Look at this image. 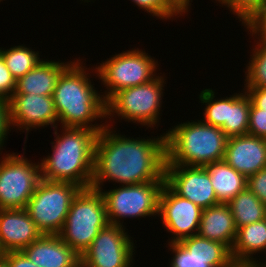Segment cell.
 I'll use <instances>...</instances> for the list:
<instances>
[{
	"label": "cell",
	"mask_w": 266,
	"mask_h": 267,
	"mask_svg": "<svg viewBox=\"0 0 266 267\" xmlns=\"http://www.w3.org/2000/svg\"><path fill=\"white\" fill-rule=\"evenodd\" d=\"M107 124L97 135L91 187L102 189L106 180L119 185L165 181V133L155 138H131Z\"/></svg>",
	"instance_id": "1"
},
{
	"label": "cell",
	"mask_w": 266,
	"mask_h": 267,
	"mask_svg": "<svg viewBox=\"0 0 266 267\" xmlns=\"http://www.w3.org/2000/svg\"><path fill=\"white\" fill-rule=\"evenodd\" d=\"M82 63L76 58L59 77L53 94L54 106L61 127L88 128L99 133L107 123H92L106 119V101L93 86L86 70L89 68Z\"/></svg>",
	"instance_id": "2"
},
{
	"label": "cell",
	"mask_w": 266,
	"mask_h": 267,
	"mask_svg": "<svg viewBox=\"0 0 266 267\" xmlns=\"http://www.w3.org/2000/svg\"><path fill=\"white\" fill-rule=\"evenodd\" d=\"M53 131V153L41 159V178L71 182L82 188L91 187L98 132L75 127H62V134L58 133L57 127Z\"/></svg>",
	"instance_id": "3"
},
{
	"label": "cell",
	"mask_w": 266,
	"mask_h": 267,
	"mask_svg": "<svg viewBox=\"0 0 266 267\" xmlns=\"http://www.w3.org/2000/svg\"><path fill=\"white\" fill-rule=\"evenodd\" d=\"M228 137L202 120L181 122L165 134L166 163L203 167L224 159Z\"/></svg>",
	"instance_id": "4"
},
{
	"label": "cell",
	"mask_w": 266,
	"mask_h": 267,
	"mask_svg": "<svg viewBox=\"0 0 266 267\" xmlns=\"http://www.w3.org/2000/svg\"><path fill=\"white\" fill-rule=\"evenodd\" d=\"M109 224L100 190L82 188L73 199L66 221L58 234L62 241L81 255L100 230Z\"/></svg>",
	"instance_id": "5"
},
{
	"label": "cell",
	"mask_w": 266,
	"mask_h": 267,
	"mask_svg": "<svg viewBox=\"0 0 266 267\" xmlns=\"http://www.w3.org/2000/svg\"><path fill=\"white\" fill-rule=\"evenodd\" d=\"M165 80L164 75H158L148 83L119 90L106 101V118L111 121L117 115L121 120L154 128L161 120Z\"/></svg>",
	"instance_id": "6"
},
{
	"label": "cell",
	"mask_w": 266,
	"mask_h": 267,
	"mask_svg": "<svg viewBox=\"0 0 266 267\" xmlns=\"http://www.w3.org/2000/svg\"><path fill=\"white\" fill-rule=\"evenodd\" d=\"M82 187L71 182L40 179L25 210L42 234L58 235L73 199Z\"/></svg>",
	"instance_id": "7"
},
{
	"label": "cell",
	"mask_w": 266,
	"mask_h": 267,
	"mask_svg": "<svg viewBox=\"0 0 266 267\" xmlns=\"http://www.w3.org/2000/svg\"><path fill=\"white\" fill-rule=\"evenodd\" d=\"M158 62L139 48L126 50L94 67L96 77L106 86L103 98L107 101L121 89L150 82L157 77Z\"/></svg>",
	"instance_id": "8"
},
{
	"label": "cell",
	"mask_w": 266,
	"mask_h": 267,
	"mask_svg": "<svg viewBox=\"0 0 266 267\" xmlns=\"http://www.w3.org/2000/svg\"><path fill=\"white\" fill-rule=\"evenodd\" d=\"M165 181H150L141 184L119 185L102 193L110 224L123 225L125 218L158 216L159 196ZM123 218V219H122ZM122 220V221H121Z\"/></svg>",
	"instance_id": "9"
},
{
	"label": "cell",
	"mask_w": 266,
	"mask_h": 267,
	"mask_svg": "<svg viewBox=\"0 0 266 267\" xmlns=\"http://www.w3.org/2000/svg\"><path fill=\"white\" fill-rule=\"evenodd\" d=\"M0 160V209H25L41 179L39 162L18 153Z\"/></svg>",
	"instance_id": "10"
},
{
	"label": "cell",
	"mask_w": 266,
	"mask_h": 267,
	"mask_svg": "<svg viewBox=\"0 0 266 267\" xmlns=\"http://www.w3.org/2000/svg\"><path fill=\"white\" fill-rule=\"evenodd\" d=\"M125 229L110 223L102 228L80 255L81 263L86 267H132L135 244Z\"/></svg>",
	"instance_id": "11"
},
{
	"label": "cell",
	"mask_w": 266,
	"mask_h": 267,
	"mask_svg": "<svg viewBox=\"0 0 266 267\" xmlns=\"http://www.w3.org/2000/svg\"><path fill=\"white\" fill-rule=\"evenodd\" d=\"M203 209L175 194L166 184L159 196L158 217L172 236L168 242H179L198 233ZM172 239V240H171Z\"/></svg>",
	"instance_id": "12"
},
{
	"label": "cell",
	"mask_w": 266,
	"mask_h": 267,
	"mask_svg": "<svg viewBox=\"0 0 266 267\" xmlns=\"http://www.w3.org/2000/svg\"><path fill=\"white\" fill-rule=\"evenodd\" d=\"M165 184L202 209L218 204L210 176L203 167L165 164Z\"/></svg>",
	"instance_id": "13"
},
{
	"label": "cell",
	"mask_w": 266,
	"mask_h": 267,
	"mask_svg": "<svg viewBox=\"0 0 266 267\" xmlns=\"http://www.w3.org/2000/svg\"><path fill=\"white\" fill-rule=\"evenodd\" d=\"M9 118L12 129L26 132L40 127H58L59 118L55 110L53 96L35 95L29 93H13L8 99ZM57 124V126H56ZM31 129V130H30Z\"/></svg>",
	"instance_id": "14"
},
{
	"label": "cell",
	"mask_w": 266,
	"mask_h": 267,
	"mask_svg": "<svg viewBox=\"0 0 266 267\" xmlns=\"http://www.w3.org/2000/svg\"><path fill=\"white\" fill-rule=\"evenodd\" d=\"M223 160L249 177L266 168V139L248 133L228 137Z\"/></svg>",
	"instance_id": "15"
},
{
	"label": "cell",
	"mask_w": 266,
	"mask_h": 267,
	"mask_svg": "<svg viewBox=\"0 0 266 267\" xmlns=\"http://www.w3.org/2000/svg\"><path fill=\"white\" fill-rule=\"evenodd\" d=\"M42 233L25 209H0V253L22 251Z\"/></svg>",
	"instance_id": "16"
},
{
	"label": "cell",
	"mask_w": 266,
	"mask_h": 267,
	"mask_svg": "<svg viewBox=\"0 0 266 267\" xmlns=\"http://www.w3.org/2000/svg\"><path fill=\"white\" fill-rule=\"evenodd\" d=\"M22 252L38 267H77L80 255L59 235L42 234Z\"/></svg>",
	"instance_id": "17"
},
{
	"label": "cell",
	"mask_w": 266,
	"mask_h": 267,
	"mask_svg": "<svg viewBox=\"0 0 266 267\" xmlns=\"http://www.w3.org/2000/svg\"><path fill=\"white\" fill-rule=\"evenodd\" d=\"M42 60L23 77L16 80L14 93L53 96L61 74L74 62Z\"/></svg>",
	"instance_id": "18"
},
{
	"label": "cell",
	"mask_w": 266,
	"mask_h": 267,
	"mask_svg": "<svg viewBox=\"0 0 266 267\" xmlns=\"http://www.w3.org/2000/svg\"><path fill=\"white\" fill-rule=\"evenodd\" d=\"M197 234L232 249L237 228L228 203H218L203 209Z\"/></svg>",
	"instance_id": "19"
},
{
	"label": "cell",
	"mask_w": 266,
	"mask_h": 267,
	"mask_svg": "<svg viewBox=\"0 0 266 267\" xmlns=\"http://www.w3.org/2000/svg\"><path fill=\"white\" fill-rule=\"evenodd\" d=\"M203 168L210 176L219 203H229L238 193L247 189V177L224 160L207 163Z\"/></svg>",
	"instance_id": "20"
},
{
	"label": "cell",
	"mask_w": 266,
	"mask_h": 267,
	"mask_svg": "<svg viewBox=\"0 0 266 267\" xmlns=\"http://www.w3.org/2000/svg\"><path fill=\"white\" fill-rule=\"evenodd\" d=\"M260 252H266V218L237 228L231 249L234 263H256L253 255Z\"/></svg>",
	"instance_id": "21"
},
{
	"label": "cell",
	"mask_w": 266,
	"mask_h": 267,
	"mask_svg": "<svg viewBox=\"0 0 266 267\" xmlns=\"http://www.w3.org/2000/svg\"><path fill=\"white\" fill-rule=\"evenodd\" d=\"M228 205L234 217L236 228L266 218V205L248 189L238 193Z\"/></svg>",
	"instance_id": "22"
},
{
	"label": "cell",
	"mask_w": 266,
	"mask_h": 267,
	"mask_svg": "<svg viewBox=\"0 0 266 267\" xmlns=\"http://www.w3.org/2000/svg\"><path fill=\"white\" fill-rule=\"evenodd\" d=\"M244 93H235L228 97V114L221 127L227 137L247 134L250 114V97Z\"/></svg>",
	"instance_id": "23"
},
{
	"label": "cell",
	"mask_w": 266,
	"mask_h": 267,
	"mask_svg": "<svg viewBox=\"0 0 266 267\" xmlns=\"http://www.w3.org/2000/svg\"><path fill=\"white\" fill-rule=\"evenodd\" d=\"M0 55L16 80L23 77L41 61L38 51L24 45L13 46L9 49L0 48Z\"/></svg>",
	"instance_id": "24"
},
{
	"label": "cell",
	"mask_w": 266,
	"mask_h": 267,
	"mask_svg": "<svg viewBox=\"0 0 266 267\" xmlns=\"http://www.w3.org/2000/svg\"><path fill=\"white\" fill-rule=\"evenodd\" d=\"M168 245L173 253L170 267H232L235 264L233 258L194 257L180 242H168Z\"/></svg>",
	"instance_id": "25"
},
{
	"label": "cell",
	"mask_w": 266,
	"mask_h": 267,
	"mask_svg": "<svg viewBox=\"0 0 266 267\" xmlns=\"http://www.w3.org/2000/svg\"><path fill=\"white\" fill-rule=\"evenodd\" d=\"M251 60L246 65L244 88L266 87V41L256 40Z\"/></svg>",
	"instance_id": "26"
},
{
	"label": "cell",
	"mask_w": 266,
	"mask_h": 267,
	"mask_svg": "<svg viewBox=\"0 0 266 267\" xmlns=\"http://www.w3.org/2000/svg\"><path fill=\"white\" fill-rule=\"evenodd\" d=\"M194 257L232 258L231 249L220 242L212 241L196 234L179 241Z\"/></svg>",
	"instance_id": "27"
},
{
	"label": "cell",
	"mask_w": 266,
	"mask_h": 267,
	"mask_svg": "<svg viewBox=\"0 0 266 267\" xmlns=\"http://www.w3.org/2000/svg\"><path fill=\"white\" fill-rule=\"evenodd\" d=\"M200 92L199 100L206 105L203 113L205 117L201 120L206 124L221 128L227 120L228 97L216 100L214 99L215 92L210 88Z\"/></svg>",
	"instance_id": "28"
},
{
	"label": "cell",
	"mask_w": 266,
	"mask_h": 267,
	"mask_svg": "<svg viewBox=\"0 0 266 267\" xmlns=\"http://www.w3.org/2000/svg\"><path fill=\"white\" fill-rule=\"evenodd\" d=\"M222 6H227L232 11V14L237 15L236 17L242 24L246 22L260 9L262 4L266 0H215Z\"/></svg>",
	"instance_id": "29"
},
{
	"label": "cell",
	"mask_w": 266,
	"mask_h": 267,
	"mask_svg": "<svg viewBox=\"0 0 266 267\" xmlns=\"http://www.w3.org/2000/svg\"><path fill=\"white\" fill-rule=\"evenodd\" d=\"M139 9L147 11L153 17L163 20L175 19L174 16L180 17V15L165 1V0H131Z\"/></svg>",
	"instance_id": "30"
},
{
	"label": "cell",
	"mask_w": 266,
	"mask_h": 267,
	"mask_svg": "<svg viewBox=\"0 0 266 267\" xmlns=\"http://www.w3.org/2000/svg\"><path fill=\"white\" fill-rule=\"evenodd\" d=\"M247 133L266 139V111L257 108L251 100Z\"/></svg>",
	"instance_id": "31"
},
{
	"label": "cell",
	"mask_w": 266,
	"mask_h": 267,
	"mask_svg": "<svg viewBox=\"0 0 266 267\" xmlns=\"http://www.w3.org/2000/svg\"><path fill=\"white\" fill-rule=\"evenodd\" d=\"M244 27L249 34L254 35L257 40L266 41V1L260 9L246 22ZM258 37V38H257Z\"/></svg>",
	"instance_id": "32"
},
{
	"label": "cell",
	"mask_w": 266,
	"mask_h": 267,
	"mask_svg": "<svg viewBox=\"0 0 266 267\" xmlns=\"http://www.w3.org/2000/svg\"><path fill=\"white\" fill-rule=\"evenodd\" d=\"M16 89V79L0 55V98L8 100Z\"/></svg>",
	"instance_id": "33"
},
{
	"label": "cell",
	"mask_w": 266,
	"mask_h": 267,
	"mask_svg": "<svg viewBox=\"0 0 266 267\" xmlns=\"http://www.w3.org/2000/svg\"><path fill=\"white\" fill-rule=\"evenodd\" d=\"M247 189L266 205V168L247 177Z\"/></svg>",
	"instance_id": "34"
},
{
	"label": "cell",
	"mask_w": 266,
	"mask_h": 267,
	"mask_svg": "<svg viewBox=\"0 0 266 267\" xmlns=\"http://www.w3.org/2000/svg\"><path fill=\"white\" fill-rule=\"evenodd\" d=\"M0 260L6 267H38L22 251L2 253Z\"/></svg>",
	"instance_id": "35"
},
{
	"label": "cell",
	"mask_w": 266,
	"mask_h": 267,
	"mask_svg": "<svg viewBox=\"0 0 266 267\" xmlns=\"http://www.w3.org/2000/svg\"><path fill=\"white\" fill-rule=\"evenodd\" d=\"M9 131H11L9 103L8 100L0 98V151L4 149L2 147L8 138Z\"/></svg>",
	"instance_id": "36"
},
{
	"label": "cell",
	"mask_w": 266,
	"mask_h": 267,
	"mask_svg": "<svg viewBox=\"0 0 266 267\" xmlns=\"http://www.w3.org/2000/svg\"><path fill=\"white\" fill-rule=\"evenodd\" d=\"M250 97L251 102L260 109L266 111V87L264 88H243Z\"/></svg>",
	"instance_id": "37"
},
{
	"label": "cell",
	"mask_w": 266,
	"mask_h": 267,
	"mask_svg": "<svg viewBox=\"0 0 266 267\" xmlns=\"http://www.w3.org/2000/svg\"><path fill=\"white\" fill-rule=\"evenodd\" d=\"M178 14L185 15L190 10L192 0H165Z\"/></svg>",
	"instance_id": "38"
},
{
	"label": "cell",
	"mask_w": 266,
	"mask_h": 267,
	"mask_svg": "<svg viewBox=\"0 0 266 267\" xmlns=\"http://www.w3.org/2000/svg\"><path fill=\"white\" fill-rule=\"evenodd\" d=\"M232 267H258L255 263H235Z\"/></svg>",
	"instance_id": "39"
},
{
	"label": "cell",
	"mask_w": 266,
	"mask_h": 267,
	"mask_svg": "<svg viewBox=\"0 0 266 267\" xmlns=\"http://www.w3.org/2000/svg\"><path fill=\"white\" fill-rule=\"evenodd\" d=\"M258 267H266V261L263 263V262H259L258 259H257V262L255 263Z\"/></svg>",
	"instance_id": "40"
},
{
	"label": "cell",
	"mask_w": 266,
	"mask_h": 267,
	"mask_svg": "<svg viewBox=\"0 0 266 267\" xmlns=\"http://www.w3.org/2000/svg\"><path fill=\"white\" fill-rule=\"evenodd\" d=\"M77 267H86V266L80 262V263L77 265Z\"/></svg>",
	"instance_id": "41"
},
{
	"label": "cell",
	"mask_w": 266,
	"mask_h": 267,
	"mask_svg": "<svg viewBox=\"0 0 266 267\" xmlns=\"http://www.w3.org/2000/svg\"><path fill=\"white\" fill-rule=\"evenodd\" d=\"M0 267H6L5 264L0 260Z\"/></svg>",
	"instance_id": "42"
}]
</instances>
